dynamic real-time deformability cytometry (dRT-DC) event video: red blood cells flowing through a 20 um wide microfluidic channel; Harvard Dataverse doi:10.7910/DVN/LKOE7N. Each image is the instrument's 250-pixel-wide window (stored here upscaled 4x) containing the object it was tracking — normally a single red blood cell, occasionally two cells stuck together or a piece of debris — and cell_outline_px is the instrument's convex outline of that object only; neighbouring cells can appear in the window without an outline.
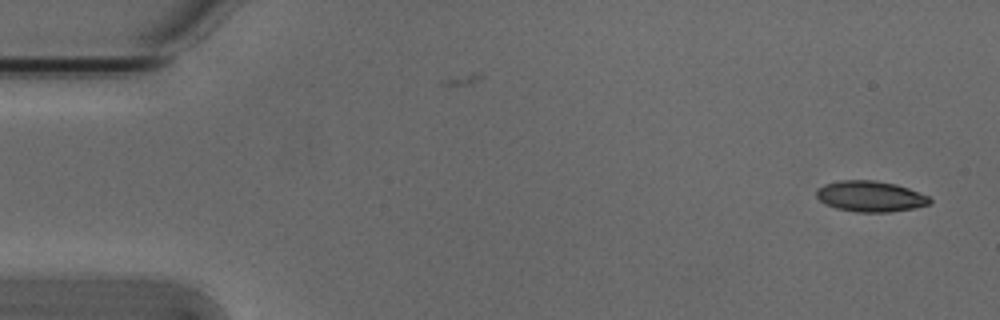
{"species": "Egyptian fruit bat (a non-hibernating species)", "species_latin": "Rousettus aegyptiacus", "temperature_condition": "cold", "stored_images_in_passage": 2, "camera_frame_rate_fps": 3000, "um_per_image_px": 0.085, "animal": {"sex": "male"}, "frame": {"image": 1, "passage_image": 2, "time_ms": 0.333, "image_size_px": [1000, 320], "cell_outline_px": [[932, 204], [892, 212], [856, 212], [836, 208], [824, 204], [816, 196], [816, 188], [824, 184], [840, 180], [876, 180], [896, 184], [908, 188], [928, 196], [932, 200]], "centroid_in_image_um": [73.96, 16.69], "position_along_channel_um": 11.0, "area_um2": 20.52}}